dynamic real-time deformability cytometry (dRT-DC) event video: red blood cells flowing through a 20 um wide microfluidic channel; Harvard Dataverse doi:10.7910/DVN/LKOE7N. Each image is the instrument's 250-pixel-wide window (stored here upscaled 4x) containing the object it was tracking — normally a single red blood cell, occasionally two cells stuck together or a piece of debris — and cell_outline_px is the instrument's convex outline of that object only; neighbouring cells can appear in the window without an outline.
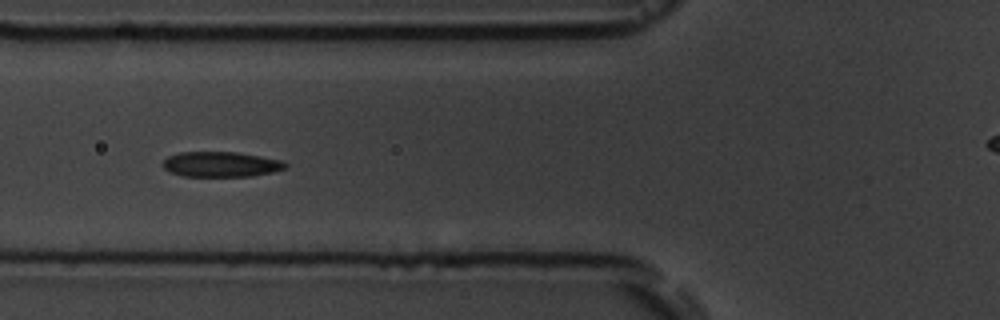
{"species": "common noctule bat (a hibernating species)", "species_latin": "Nyctalus noctula", "temperature_condition": "room temperature", "stored_images_in_passage": 9, "camera_frame_rate_fps": 3000, "um_per_image_px": 0.085, "animal": {"sex": "male", "body_mass_g": 19.5, "forearm_length_mm": 54.6}, "frame": {"image": 1, "passage_image": 7, "time_ms": 7.333, "image_size_px": [1000, 320], "cell_outline_px": [[288, 164], [284, 168], [272, 172], [252, 176], [184, 176], [172, 172], [164, 168], [164, 160], [168, 156], [180, 152], [236, 152], [260, 156], [280, 160]], "centroid_in_image_um": [18.78, 13.96], "position_along_channel_um": 107.0, "area_um2": 17.74}}
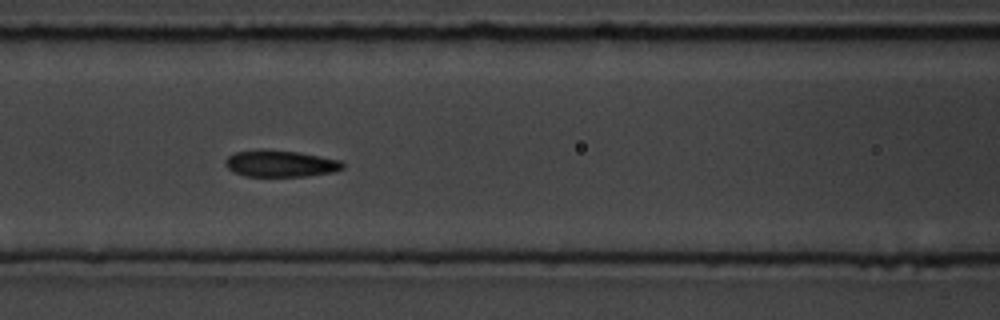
{"frame": {"image": 2, "passage_image": 8, "time_ms": 8.333, "image_size_px": [1000, 320], "cell_outline_px": [[344, 168], [332, 172], [308, 176], [244, 176], [228, 168], [224, 164], [224, 160], [228, 156], [236, 152], [260, 148], [264, 148], [300, 152], [340, 160], [344, 164]], "centroid_in_image_um": [23.82, 13.88], "position_along_channel_um": 142.8, "area_um2": 18.44}}
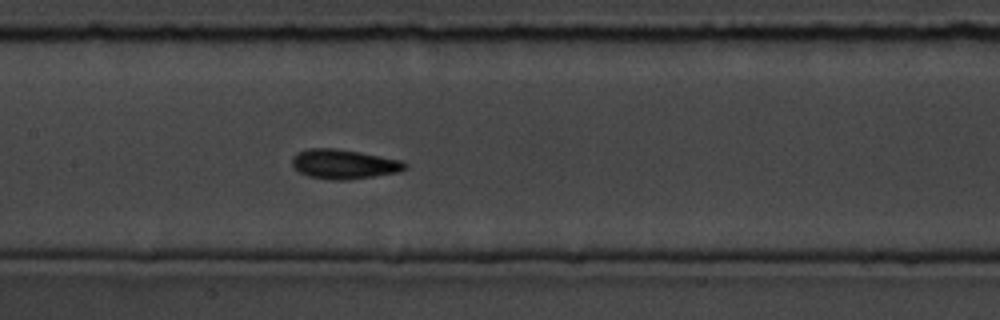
{"frame": {"image": 3, "passage_image": 9, "time_ms": 9.333, "image_size_px": [1000, 320], "cell_outline_px": [[408, 168], [400, 172], [348, 180], [332, 180], [308, 176], [300, 172], [292, 164], [292, 156], [296, 152], [308, 148], [336, 148], [360, 152], [404, 160], [408, 164]], "centroid_in_image_um": [29.27, 13.94], "position_along_channel_um": 178.1, "area_um2": 19.71}}